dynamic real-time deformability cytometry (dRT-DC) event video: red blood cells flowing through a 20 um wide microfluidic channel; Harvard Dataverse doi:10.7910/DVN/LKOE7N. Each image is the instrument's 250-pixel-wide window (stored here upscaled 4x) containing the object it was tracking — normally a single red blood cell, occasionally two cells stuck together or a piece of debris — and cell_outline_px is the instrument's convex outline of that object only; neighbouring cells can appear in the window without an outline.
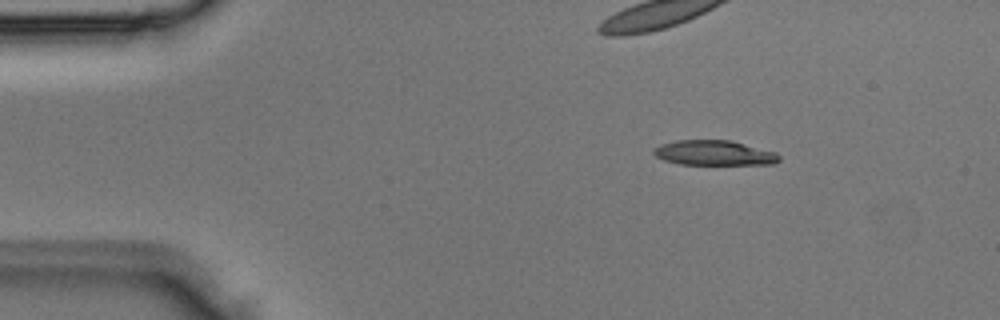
{"species": "Egyptian fruit bat (a non-hibernating species)", "species_latin": "Rousettus aegyptiacus", "temperature_condition": "room temperature", "stored_images_in_passage": 5, "camera_frame_rate_fps": 3000, "um_per_image_px": 0.085, "animal": {"sex": "male"}, "frame": {"image": 1, "passage_image": 5, "time_ms": 1.333, "image_size_px": [1000, 320], "cell_outline_px": [[780, 160], [776, 164], [680, 164], [664, 160], [656, 156], [652, 152], [652, 148], [660, 144], [676, 140], [732, 140], [776, 152], [780, 156]], "centroid_in_image_um": [60.7, 12.99], "position_along_channel_um": 24.3, "area_um2": 18.38}}